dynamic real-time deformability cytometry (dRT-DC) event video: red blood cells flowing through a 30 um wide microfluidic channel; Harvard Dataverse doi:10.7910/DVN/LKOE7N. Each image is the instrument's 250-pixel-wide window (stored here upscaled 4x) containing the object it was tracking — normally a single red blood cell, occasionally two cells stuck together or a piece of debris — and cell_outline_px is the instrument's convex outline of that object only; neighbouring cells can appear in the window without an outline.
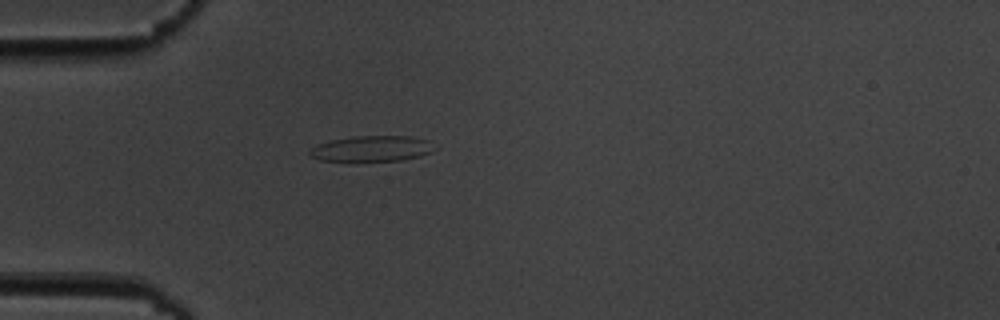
{"species": "common noctule bat (a hibernating species)", "species_latin": "Nyctalus noctula", "temperature_condition": "cold", "stored_images_in_passage": 2, "camera_frame_rate_fps": 3000, "um_per_image_px": 0.085, "animal": {"sex": "male", "body_mass_g": 19.5, "forearm_length_mm": 54.6}, "frame": {"image": 1, "passage_image": 1, "time_ms": 0.0, "image_size_px": [1000, 320], "cell_outline_px": [[440, 148], [432, 152], [420, 156], [400, 160], [320, 160], [312, 156], [308, 152], [312, 148], [320, 144], [332, 140], [356, 136], [412, 136], [428, 140]], "centroid_in_image_um": [31.73, 12.62], "position_along_channel_um": 53.3, "area_um2": 18.44}}